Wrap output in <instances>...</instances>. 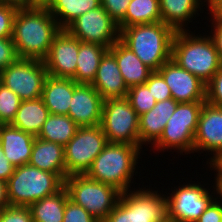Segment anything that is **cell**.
Wrapping results in <instances>:
<instances>
[{"mask_svg": "<svg viewBox=\"0 0 222 222\" xmlns=\"http://www.w3.org/2000/svg\"><path fill=\"white\" fill-rule=\"evenodd\" d=\"M18 7L0 3V38H12L13 20Z\"/></svg>", "mask_w": 222, "mask_h": 222, "instance_id": "cell-34", "label": "cell"}, {"mask_svg": "<svg viewBox=\"0 0 222 222\" xmlns=\"http://www.w3.org/2000/svg\"><path fill=\"white\" fill-rule=\"evenodd\" d=\"M206 101L178 103L173 115L169 118L160 138L152 145L159 153L171 149L177 154L193 153L194 135L197 129L199 116ZM184 153V154H183Z\"/></svg>", "mask_w": 222, "mask_h": 222, "instance_id": "cell-7", "label": "cell"}, {"mask_svg": "<svg viewBox=\"0 0 222 222\" xmlns=\"http://www.w3.org/2000/svg\"><path fill=\"white\" fill-rule=\"evenodd\" d=\"M177 104L173 98L159 101L151 110L139 116V143L142 146H152L160 138Z\"/></svg>", "mask_w": 222, "mask_h": 222, "instance_id": "cell-20", "label": "cell"}, {"mask_svg": "<svg viewBox=\"0 0 222 222\" xmlns=\"http://www.w3.org/2000/svg\"><path fill=\"white\" fill-rule=\"evenodd\" d=\"M209 11L207 14L211 15L215 20L222 21V0H211V2L206 6Z\"/></svg>", "mask_w": 222, "mask_h": 222, "instance_id": "cell-44", "label": "cell"}, {"mask_svg": "<svg viewBox=\"0 0 222 222\" xmlns=\"http://www.w3.org/2000/svg\"><path fill=\"white\" fill-rule=\"evenodd\" d=\"M107 144L101 125L78 127L74 137L64 146L66 178L85 175Z\"/></svg>", "mask_w": 222, "mask_h": 222, "instance_id": "cell-11", "label": "cell"}, {"mask_svg": "<svg viewBox=\"0 0 222 222\" xmlns=\"http://www.w3.org/2000/svg\"><path fill=\"white\" fill-rule=\"evenodd\" d=\"M205 5L201 0H159L161 20L175 32L189 30L188 24L199 17Z\"/></svg>", "mask_w": 222, "mask_h": 222, "instance_id": "cell-21", "label": "cell"}, {"mask_svg": "<svg viewBox=\"0 0 222 222\" xmlns=\"http://www.w3.org/2000/svg\"><path fill=\"white\" fill-rule=\"evenodd\" d=\"M211 27L213 28L209 34L214 41L222 63V21L215 20L213 17L210 19ZM212 34V35H211Z\"/></svg>", "mask_w": 222, "mask_h": 222, "instance_id": "cell-41", "label": "cell"}, {"mask_svg": "<svg viewBox=\"0 0 222 222\" xmlns=\"http://www.w3.org/2000/svg\"><path fill=\"white\" fill-rule=\"evenodd\" d=\"M126 98L138 116L151 110L157 103L151 91L145 84L136 85L128 89Z\"/></svg>", "mask_w": 222, "mask_h": 222, "instance_id": "cell-31", "label": "cell"}, {"mask_svg": "<svg viewBox=\"0 0 222 222\" xmlns=\"http://www.w3.org/2000/svg\"><path fill=\"white\" fill-rule=\"evenodd\" d=\"M201 151V152H200ZM211 155L206 159L208 168L222 156V107L204 102L194 135V153ZM213 154V155H212Z\"/></svg>", "mask_w": 222, "mask_h": 222, "instance_id": "cell-14", "label": "cell"}, {"mask_svg": "<svg viewBox=\"0 0 222 222\" xmlns=\"http://www.w3.org/2000/svg\"><path fill=\"white\" fill-rule=\"evenodd\" d=\"M195 34V30L194 33L191 30L175 32L171 59L207 84L222 63L210 34Z\"/></svg>", "mask_w": 222, "mask_h": 222, "instance_id": "cell-2", "label": "cell"}, {"mask_svg": "<svg viewBox=\"0 0 222 222\" xmlns=\"http://www.w3.org/2000/svg\"><path fill=\"white\" fill-rule=\"evenodd\" d=\"M0 3L15 5L18 8L41 6L44 0H0Z\"/></svg>", "mask_w": 222, "mask_h": 222, "instance_id": "cell-43", "label": "cell"}, {"mask_svg": "<svg viewBox=\"0 0 222 222\" xmlns=\"http://www.w3.org/2000/svg\"><path fill=\"white\" fill-rule=\"evenodd\" d=\"M69 199L103 222L115 208L121 192L115 187L93 180L86 175L65 178Z\"/></svg>", "mask_w": 222, "mask_h": 222, "instance_id": "cell-8", "label": "cell"}, {"mask_svg": "<svg viewBox=\"0 0 222 222\" xmlns=\"http://www.w3.org/2000/svg\"><path fill=\"white\" fill-rule=\"evenodd\" d=\"M144 84L157 102L172 98L169 86L157 71H154Z\"/></svg>", "mask_w": 222, "mask_h": 222, "instance_id": "cell-33", "label": "cell"}, {"mask_svg": "<svg viewBox=\"0 0 222 222\" xmlns=\"http://www.w3.org/2000/svg\"><path fill=\"white\" fill-rule=\"evenodd\" d=\"M61 30L46 6L18 8L12 35L17 57L43 61Z\"/></svg>", "mask_w": 222, "mask_h": 222, "instance_id": "cell-1", "label": "cell"}, {"mask_svg": "<svg viewBox=\"0 0 222 222\" xmlns=\"http://www.w3.org/2000/svg\"><path fill=\"white\" fill-rule=\"evenodd\" d=\"M14 169L15 166L4 156V152L0 145V180L7 182L13 174Z\"/></svg>", "mask_w": 222, "mask_h": 222, "instance_id": "cell-42", "label": "cell"}, {"mask_svg": "<svg viewBox=\"0 0 222 222\" xmlns=\"http://www.w3.org/2000/svg\"><path fill=\"white\" fill-rule=\"evenodd\" d=\"M68 191L63 187L56 194L33 202L28 206L33 222H63Z\"/></svg>", "mask_w": 222, "mask_h": 222, "instance_id": "cell-28", "label": "cell"}, {"mask_svg": "<svg viewBox=\"0 0 222 222\" xmlns=\"http://www.w3.org/2000/svg\"><path fill=\"white\" fill-rule=\"evenodd\" d=\"M214 183L217 188V197L222 201V173H215Z\"/></svg>", "mask_w": 222, "mask_h": 222, "instance_id": "cell-46", "label": "cell"}, {"mask_svg": "<svg viewBox=\"0 0 222 222\" xmlns=\"http://www.w3.org/2000/svg\"><path fill=\"white\" fill-rule=\"evenodd\" d=\"M77 84L72 78L46 77L41 98L50 114L68 115Z\"/></svg>", "mask_w": 222, "mask_h": 222, "instance_id": "cell-24", "label": "cell"}, {"mask_svg": "<svg viewBox=\"0 0 222 222\" xmlns=\"http://www.w3.org/2000/svg\"><path fill=\"white\" fill-rule=\"evenodd\" d=\"M157 72L163 77L172 98L178 103L206 101V84L181 68L173 59L164 63Z\"/></svg>", "mask_w": 222, "mask_h": 222, "instance_id": "cell-15", "label": "cell"}, {"mask_svg": "<svg viewBox=\"0 0 222 222\" xmlns=\"http://www.w3.org/2000/svg\"><path fill=\"white\" fill-rule=\"evenodd\" d=\"M31 166L57 174L63 181L66 178L64 147L36 136L28 162Z\"/></svg>", "mask_w": 222, "mask_h": 222, "instance_id": "cell-23", "label": "cell"}, {"mask_svg": "<svg viewBox=\"0 0 222 222\" xmlns=\"http://www.w3.org/2000/svg\"><path fill=\"white\" fill-rule=\"evenodd\" d=\"M162 22L159 0H131L125 17L118 23L119 29L137 25Z\"/></svg>", "mask_w": 222, "mask_h": 222, "instance_id": "cell-30", "label": "cell"}, {"mask_svg": "<svg viewBox=\"0 0 222 222\" xmlns=\"http://www.w3.org/2000/svg\"><path fill=\"white\" fill-rule=\"evenodd\" d=\"M63 187L64 181L57 174L24 164L15 167L8 179L7 197L10 206H29Z\"/></svg>", "mask_w": 222, "mask_h": 222, "instance_id": "cell-6", "label": "cell"}, {"mask_svg": "<svg viewBox=\"0 0 222 222\" xmlns=\"http://www.w3.org/2000/svg\"><path fill=\"white\" fill-rule=\"evenodd\" d=\"M116 59L117 65L128 89L144 84L154 72L146 66L120 39L108 50Z\"/></svg>", "mask_w": 222, "mask_h": 222, "instance_id": "cell-22", "label": "cell"}, {"mask_svg": "<svg viewBox=\"0 0 222 222\" xmlns=\"http://www.w3.org/2000/svg\"><path fill=\"white\" fill-rule=\"evenodd\" d=\"M100 125L108 143L136 145L142 150L139 116L126 97L104 100Z\"/></svg>", "mask_w": 222, "mask_h": 222, "instance_id": "cell-9", "label": "cell"}, {"mask_svg": "<svg viewBox=\"0 0 222 222\" xmlns=\"http://www.w3.org/2000/svg\"><path fill=\"white\" fill-rule=\"evenodd\" d=\"M49 114V110L41 97L34 100H24L21 101L20 107L10 125L38 136Z\"/></svg>", "mask_w": 222, "mask_h": 222, "instance_id": "cell-25", "label": "cell"}, {"mask_svg": "<svg viewBox=\"0 0 222 222\" xmlns=\"http://www.w3.org/2000/svg\"><path fill=\"white\" fill-rule=\"evenodd\" d=\"M196 222H222V201L216 197Z\"/></svg>", "mask_w": 222, "mask_h": 222, "instance_id": "cell-40", "label": "cell"}, {"mask_svg": "<svg viewBox=\"0 0 222 222\" xmlns=\"http://www.w3.org/2000/svg\"><path fill=\"white\" fill-rule=\"evenodd\" d=\"M36 136L10 124H0V145L15 167L28 164Z\"/></svg>", "mask_w": 222, "mask_h": 222, "instance_id": "cell-18", "label": "cell"}, {"mask_svg": "<svg viewBox=\"0 0 222 222\" xmlns=\"http://www.w3.org/2000/svg\"><path fill=\"white\" fill-rule=\"evenodd\" d=\"M20 97L0 84V124H10L21 104Z\"/></svg>", "mask_w": 222, "mask_h": 222, "instance_id": "cell-32", "label": "cell"}, {"mask_svg": "<svg viewBox=\"0 0 222 222\" xmlns=\"http://www.w3.org/2000/svg\"><path fill=\"white\" fill-rule=\"evenodd\" d=\"M81 42L100 44L108 49L120 39V29L100 6L77 17L65 28Z\"/></svg>", "mask_w": 222, "mask_h": 222, "instance_id": "cell-13", "label": "cell"}, {"mask_svg": "<svg viewBox=\"0 0 222 222\" xmlns=\"http://www.w3.org/2000/svg\"><path fill=\"white\" fill-rule=\"evenodd\" d=\"M109 49L100 44L81 42L77 68L72 78L76 83L91 84L96 76L101 58Z\"/></svg>", "mask_w": 222, "mask_h": 222, "instance_id": "cell-27", "label": "cell"}, {"mask_svg": "<svg viewBox=\"0 0 222 222\" xmlns=\"http://www.w3.org/2000/svg\"><path fill=\"white\" fill-rule=\"evenodd\" d=\"M0 222H33L28 206H8L0 211Z\"/></svg>", "mask_w": 222, "mask_h": 222, "instance_id": "cell-37", "label": "cell"}, {"mask_svg": "<svg viewBox=\"0 0 222 222\" xmlns=\"http://www.w3.org/2000/svg\"><path fill=\"white\" fill-rule=\"evenodd\" d=\"M147 187L134 190L132 187L121 193L115 208L103 222H167L166 194Z\"/></svg>", "mask_w": 222, "mask_h": 222, "instance_id": "cell-5", "label": "cell"}, {"mask_svg": "<svg viewBox=\"0 0 222 222\" xmlns=\"http://www.w3.org/2000/svg\"><path fill=\"white\" fill-rule=\"evenodd\" d=\"M63 222H100L83 207L75 204L72 200L66 201Z\"/></svg>", "mask_w": 222, "mask_h": 222, "instance_id": "cell-35", "label": "cell"}, {"mask_svg": "<svg viewBox=\"0 0 222 222\" xmlns=\"http://www.w3.org/2000/svg\"><path fill=\"white\" fill-rule=\"evenodd\" d=\"M10 206L7 197V182L0 180V211Z\"/></svg>", "mask_w": 222, "mask_h": 222, "instance_id": "cell-45", "label": "cell"}, {"mask_svg": "<svg viewBox=\"0 0 222 222\" xmlns=\"http://www.w3.org/2000/svg\"><path fill=\"white\" fill-rule=\"evenodd\" d=\"M190 182H184L183 185L174 187L173 190L171 188V193H166L169 222H196L217 197L215 195L217 194L215 183L212 185L213 191L211 192L209 188H204L206 185L201 184V182L197 181L196 183L191 180Z\"/></svg>", "mask_w": 222, "mask_h": 222, "instance_id": "cell-10", "label": "cell"}, {"mask_svg": "<svg viewBox=\"0 0 222 222\" xmlns=\"http://www.w3.org/2000/svg\"><path fill=\"white\" fill-rule=\"evenodd\" d=\"M175 31L163 22L120 29V40L150 69L157 71L171 59Z\"/></svg>", "mask_w": 222, "mask_h": 222, "instance_id": "cell-4", "label": "cell"}, {"mask_svg": "<svg viewBox=\"0 0 222 222\" xmlns=\"http://www.w3.org/2000/svg\"><path fill=\"white\" fill-rule=\"evenodd\" d=\"M80 43L81 41L66 29L57 34L48 55L43 60L49 76L57 78L75 76Z\"/></svg>", "mask_w": 222, "mask_h": 222, "instance_id": "cell-16", "label": "cell"}, {"mask_svg": "<svg viewBox=\"0 0 222 222\" xmlns=\"http://www.w3.org/2000/svg\"><path fill=\"white\" fill-rule=\"evenodd\" d=\"M130 2L131 0H101V6L116 23H119L125 17Z\"/></svg>", "mask_w": 222, "mask_h": 222, "instance_id": "cell-38", "label": "cell"}, {"mask_svg": "<svg viewBox=\"0 0 222 222\" xmlns=\"http://www.w3.org/2000/svg\"><path fill=\"white\" fill-rule=\"evenodd\" d=\"M210 169L211 171L214 169V173H222V156L214 165L210 166Z\"/></svg>", "mask_w": 222, "mask_h": 222, "instance_id": "cell-47", "label": "cell"}, {"mask_svg": "<svg viewBox=\"0 0 222 222\" xmlns=\"http://www.w3.org/2000/svg\"><path fill=\"white\" fill-rule=\"evenodd\" d=\"M12 38H0V71L17 59Z\"/></svg>", "mask_w": 222, "mask_h": 222, "instance_id": "cell-39", "label": "cell"}, {"mask_svg": "<svg viewBox=\"0 0 222 222\" xmlns=\"http://www.w3.org/2000/svg\"><path fill=\"white\" fill-rule=\"evenodd\" d=\"M203 3H206V6L211 2V0H201Z\"/></svg>", "mask_w": 222, "mask_h": 222, "instance_id": "cell-48", "label": "cell"}, {"mask_svg": "<svg viewBox=\"0 0 222 222\" xmlns=\"http://www.w3.org/2000/svg\"><path fill=\"white\" fill-rule=\"evenodd\" d=\"M91 85L104 100L125 98L127 96L128 87L124 83L115 57L109 51L101 58L96 76Z\"/></svg>", "mask_w": 222, "mask_h": 222, "instance_id": "cell-19", "label": "cell"}, {"mask_svg": "<svg viewBox=\"0 0 222 222\" xmlns=\"http://www.w3.org/2000/svg\"><path fill=\"white\" fill-rule=\"evenodd\" d=\"M104 99L91 84L78 83L74 88L68 116L79 126L101 124Z\"/></svg>", "mask_w": 222, "mask_h": 222, "instance_id": "cell-17", "label": "cell"}, {"mask_svg": "<svg viewBox=\"0 0 222 222\" xmlns=\"http://www.w3.org/2000/svg\"><path fill=\"white\" fill-rule=\"evenodd\" d=\"M78 127L68 115L49 114L37 137L64 147L74 137Z\"/></svg>", "mask_w": 222, "mask_h": 222, "instance_id": "cell-29", "label": "cell"}, {"mask_svg": "<svg viewBox=\"0 0 222 222\" xmlns=\"http://www.w3.org/2000/svg\"><path fill=\"white\" fill-rule=\"evenodd\" d=\"M141 151L136 145L108 143L85 175L124 193L131 190V184L135 182Z\"/></svg>", "mask_w": 222, "mask_h": 222, "instance_id": "cell-3", "label": "cell"}, {"mask_svg": "<svg viewBox=\"0 0 222 222\" xmlns=\"http://www.w3.org/2000/svg\"><path fill=\"white\" fill-rule=\"evenodd\" d=\"M206 102L222 107V67L206 84Z\"/></svg>", "mask_w": 222, "mask_h": 222, "instance_id": "cell-36", "label": "cell"}, {"mask_svg": "<svg viewBox=\"0 0 222 222\" xmlns=\"http://www.w3.org/2000/svg\"><path fill=\"white\" fill-rule=\"evenodd\" d=\"M47 76L44 61L36 59L17 58L0 71L1 84L16 93L22 101L40 98Z\"/></svg>", "mask_w": 222, "mask_h": 222, "instance_id": "cell-12", "label": "cell"}, {"mask_svg": "<svg viewBox=\"0 0 222 222\" xmlns=\"http://www.w3.org/2000/svg\"><path fill=\"white\" fill-rule=\"evenodd\" d=\"M62 29L77 17L101 6V0H44L43 3Z\"/></svg>", "mask_w": 222, "mask_h": 222, "instance_id": "cell-26", "label": "cell"}]
</instances>
